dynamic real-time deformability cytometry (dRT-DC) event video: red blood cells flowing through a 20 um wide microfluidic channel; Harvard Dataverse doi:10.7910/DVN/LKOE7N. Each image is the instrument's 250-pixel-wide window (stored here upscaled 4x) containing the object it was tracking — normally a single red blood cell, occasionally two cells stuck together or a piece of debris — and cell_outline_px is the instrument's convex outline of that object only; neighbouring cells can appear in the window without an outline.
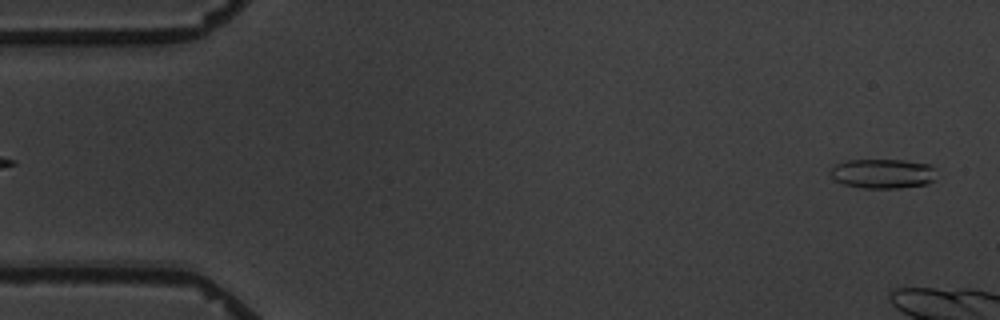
{"species": "common noctule bat (a hibernating species)", "species_latin": "Nyctalus noctula", "temperature_condition": "warm", "stored_images_in_passage": 5, "camera_frame_rate_fps": 3000, "um_per_image_px": 0.085, "animal": {"sex": "male", "body_mass_g": 19.5, "forearm_length_mm": 54.6}, "frame": {"image": 1, "passage_image": 5, "time_ms": 5.667, "image_size_px": [1000, 320], "cell_outline_px": [[936, 180], [924, 184], [900, 188], [860, 188], [844, 184], [836, 180], [828, 172], [836, 164], [848, 160], [904, 160], [928, 164], [936, 168]], "centroid_in_image_um": [75.06, 14.76], "position_along_channel_um": 9.9, "area_um2": 18.38}}